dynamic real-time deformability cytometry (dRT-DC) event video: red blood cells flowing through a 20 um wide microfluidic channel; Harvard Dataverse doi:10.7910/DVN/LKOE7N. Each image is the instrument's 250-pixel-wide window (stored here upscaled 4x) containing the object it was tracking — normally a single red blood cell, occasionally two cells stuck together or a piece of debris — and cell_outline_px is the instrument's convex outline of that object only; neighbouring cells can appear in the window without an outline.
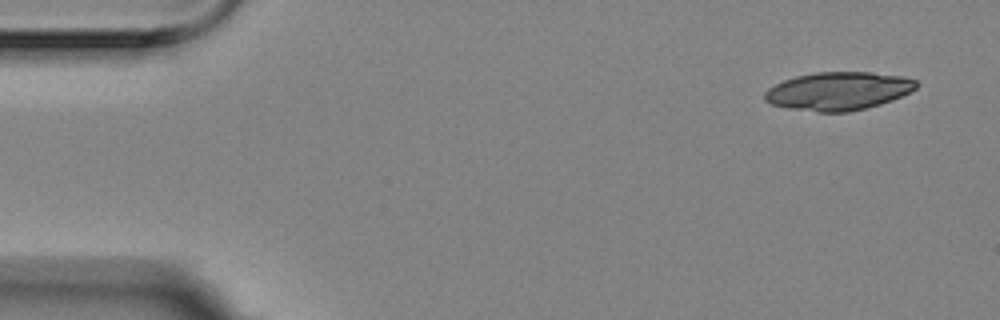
{"species": "Egyptian fruit bat (a non-hibernating species)", "species_latin": "Rousettus aegyptiacus", "temperature_condition": "room temperature", "stored_images_in_passage": 4, "camera_frame_rate_fps": 3000, "um_per_image_px": 0.085, "animal": {"sex": "female"}, "frame": {"image": 1, "passage_image": 1, "time_ms": 0.0, "image_size_px": [1000, 320], "cell_outline_px": [[920, 84], [916, 88], [892, 100], [880, 104], [848, 112], [816, 112], [788, 108], [772, 104], [764, 100], [764, 92], [768, 88], [784, 80], [796, 76], [816, 72], [872, 72], [904, 76], [916, 80]], "centroid_in_image_um": [71.26, 7.73], "position_along_channel_um": 13.7, "area_um2": 33.76}}